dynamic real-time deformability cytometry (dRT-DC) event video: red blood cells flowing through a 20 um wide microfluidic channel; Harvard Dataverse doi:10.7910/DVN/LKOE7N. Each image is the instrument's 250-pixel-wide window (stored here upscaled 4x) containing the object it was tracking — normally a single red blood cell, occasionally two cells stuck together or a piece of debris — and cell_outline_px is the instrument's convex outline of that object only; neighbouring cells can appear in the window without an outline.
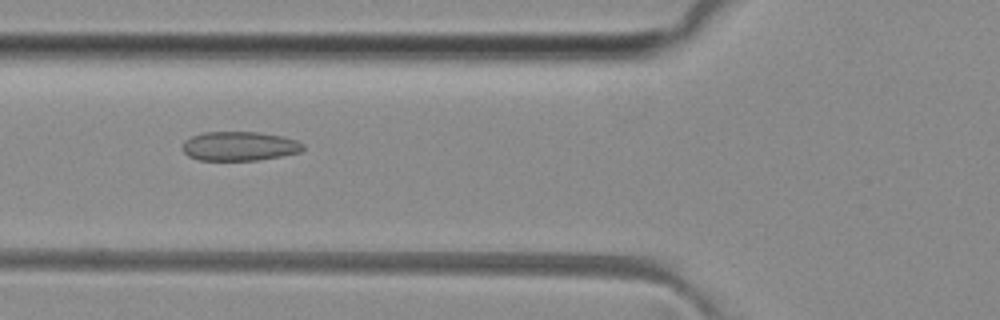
{"species": "common noctule bat (a hibernating species)", "species_latin": "Nyctalus noctula", "temperature_condition": "room temperature", "stored_images_in_passage": 44, "camera_frame_rate_fps": 3000, "um_per_image_px": 0.085, "animal": {"sex": "female", "body_mass_g": 29.2, "forearm_length_mm": 56.3}, "frame": {"image": 1, "passage_image": 12, "time_ms": 3.667, "image_size_px": [1000, 320], "cell_outline_px": [[304, 148], [300, 152], [280, 156], [256, 160], [200, 160], [188, 156], [180, 148], [184, 140], [192, 136], [204, 132], [260, 132], [280, 136], [296, 140], [304, 144]], "centroid_in_image_um": [20.31, 12.42], "position_along_channel_um": 105.5, "area_um2": 20.52}}
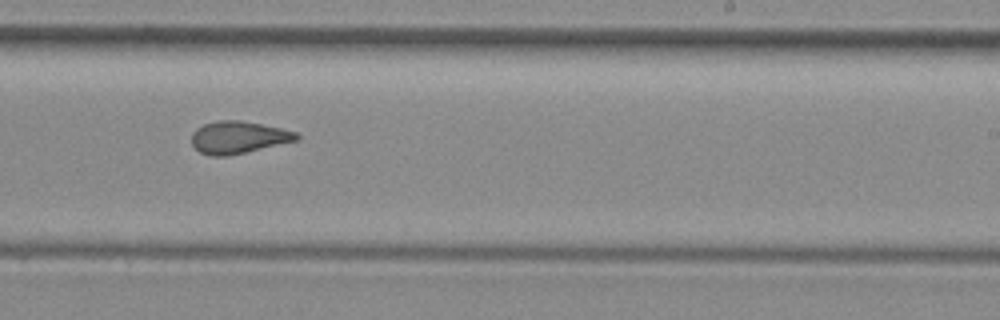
{"frame": {"image": 2, "passage_image": 24, "time_ms": 7.667, "image_size_px": [1000, 320], "cell_outline_px": [[300, 136], [296, 140], [228, 156], [208, 156], [200, 152], [192, 144], [192, 132], [196, 128], [204, 124], [220, 120], [240, 120], [280, 128], [296, 132]], "centroid_in_image_um": [20.21, 11.67], "position_along_channel_um": 268.8, "area_um2": 19.48}}
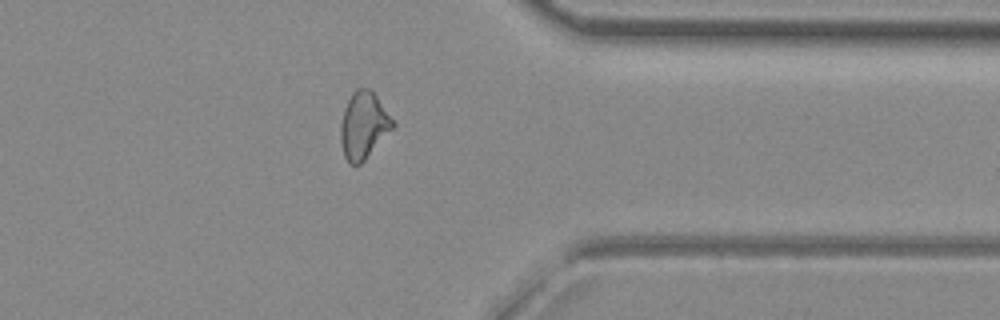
{"frame": {"image": 3, "passage_image": 33, "time_ms": 10.667, "image_size_px": [1000, 320], "cell_outline_px": [[396, 124], [364, 160], [360, 164], [348, 164], [344, 156], [340, 140], [340, 124], [344, 108], [352, 92], [356, 88], [368, 88], [376, 96]], "centroid_in_image_um": [30.87, 10.66], "position_along_channel_um": 380.5, "area_um2": 20.06}, "authors_computed_cell_mechanics": {"area_um2": 20.23, "velocity_mm_per_s": 4.0824, "shape_relaxation_time_tau1_ms": null, "shape_relaxation_time_tau2_ms": 1.6601, "deformation_change_tau1": null, "deformation_change_tau2": 0.0858}}